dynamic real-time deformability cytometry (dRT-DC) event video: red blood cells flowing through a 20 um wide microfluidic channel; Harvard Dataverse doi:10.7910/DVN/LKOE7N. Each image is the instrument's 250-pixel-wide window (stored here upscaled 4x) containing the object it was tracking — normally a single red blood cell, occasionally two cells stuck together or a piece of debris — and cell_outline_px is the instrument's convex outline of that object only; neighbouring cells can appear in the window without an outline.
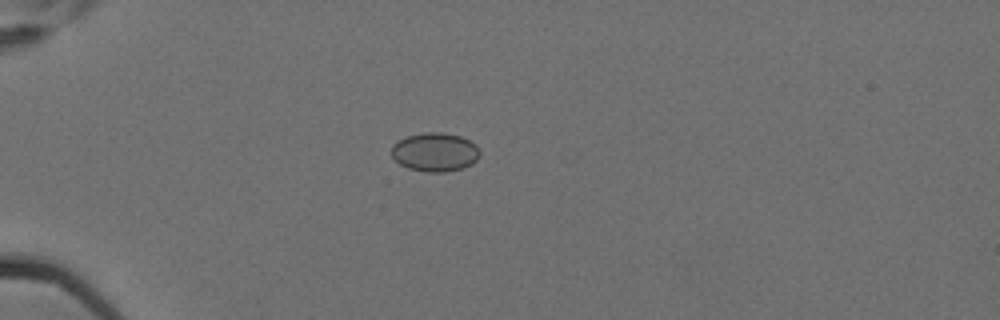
{"species": "Egyptian fruit bat (a non-hibernating species)", "species_latin": "Rousettus aegyptiacus", "temperature_condition": "cold", "stored_images_in_passage": 2, "camera_frame_rate_fps": 3000, "um_per_image_px": 0.085, "animal": {"sex": "female"}, "frame": {"image": 1, "passage_image": 2, "time_ms": 0.333, "image_size_px": [1000, 320], "cell_outline_px": [[480, 156], [472, 164], [464, 168], [444, 172], [428, 172], [408, 168], [400, 164], [392, 156], [392, 144], [408, 136], [424, 132], [440, 132], [460, 136], [476, 144], [480, 152]], "centroid_in_image_um": [36.99, 12.93], "position_along_channel_um": 48.0, "area_um2": 19.94}}